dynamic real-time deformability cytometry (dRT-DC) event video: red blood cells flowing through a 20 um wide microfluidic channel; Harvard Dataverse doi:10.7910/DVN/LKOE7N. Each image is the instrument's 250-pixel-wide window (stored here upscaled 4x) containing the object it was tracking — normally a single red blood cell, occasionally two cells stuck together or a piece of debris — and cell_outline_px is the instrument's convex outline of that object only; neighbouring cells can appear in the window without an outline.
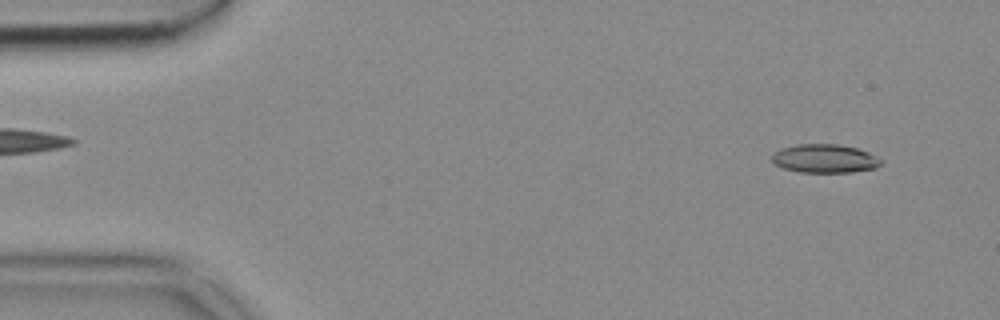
{"species": "common noctule bat (a hibernating species)", "species_latin": "Nyctalus noctula", "temperature_condition": "cold", "stored_images_in_passage": 52, "camera_frame_rate_fps": 3000, "um_per_image_px": 0.085, "animal": {"sex": "female", "body_mass_g": 18.4}, "frame": {"image": 1, "passage_image": 3, "time_ms": 0.667, "image_size_px": [1000, 320], "cell_outline_px": [[884, 160], [876, 168], [852, 172], [800, 172], [784, 168], [776, 164], [772, 160], [772, 152], [780, 148], [796, 144], [836, 144], [856, 148], [868, 152]], "centroid_in_image_um": [70.1, 13.47], "position_along_channel_um": 14.9, "area_um2": 18.21}}
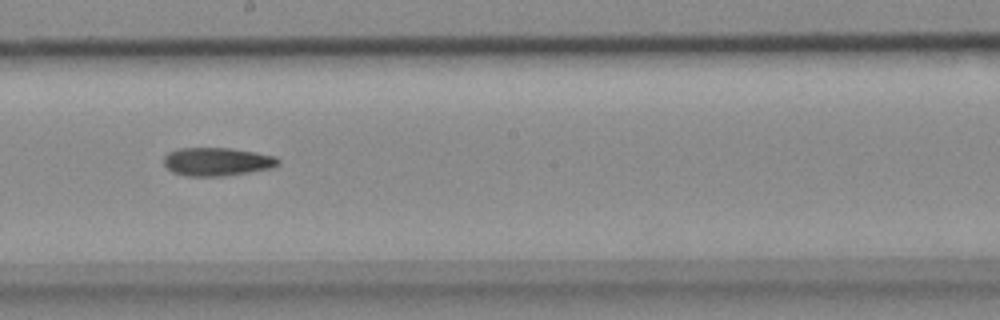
{"frame": {"image": 2, "passage_image": 28, "time_ms": 9.0, "image_size_px": [1000, 320], "cell_outline_px": [[280, 164], [272, 168], [224, 176], [188, 176], [172, 172], [164, 164], [164, 156], [168, 152], [180, 148], [232, 148], [256, 152], [276, 156], [280, 160]], "centroid_in_image_um": [18.47, 13.74], "position_along_channel_um": 229.7, "area_um2": 18.96}}
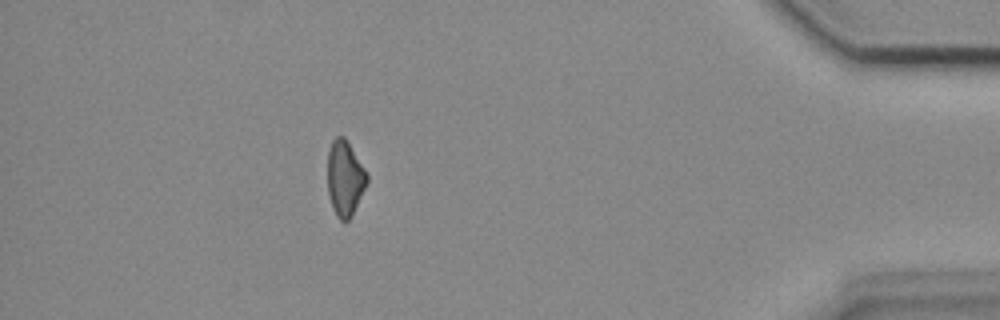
{"frame": {"image": 3, "passage_image": 46, "time_ms": 15.0, "image_size_px": [1000, 320], "cell_outline_px": [[368, 180], [352, 216], [344, 224], [336, 216], [332, 208], [328, 192], [328, 152], [332, 140], [336, 136], [344, 136], [368, 172]], "centroid_in_image_um": [29.32, 15.17], "position_along_channel_um": 405.9, "area_um2": 17.46}}